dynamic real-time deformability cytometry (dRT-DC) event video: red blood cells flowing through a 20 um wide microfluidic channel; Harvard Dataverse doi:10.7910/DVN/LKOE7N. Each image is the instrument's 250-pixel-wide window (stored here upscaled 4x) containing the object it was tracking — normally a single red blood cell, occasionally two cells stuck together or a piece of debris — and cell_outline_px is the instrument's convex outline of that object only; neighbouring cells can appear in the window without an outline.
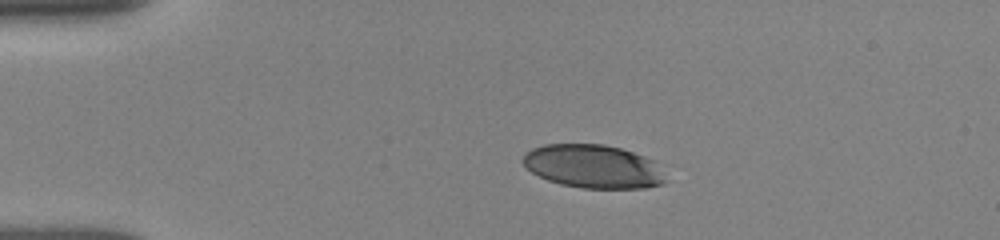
{"species": "human", "species_latin": "Homo sapiens", "temperature_condition": "room temperature", "stored_images_in_passage": 29, "camera_frame_rate_fps": 3000, "um_per_image_px": 0.085, "donor": {"sex": "female"}, "frame": {"image": 1, "passage_image": 2, "time_ms": 1.333, "image_size_px": [1000, 240], "cell_outline_px": [[668, 180], [664, 184], [644, 188], [580, 188], [560, 184], [548, 180], [532, 172], [524, 164], [524, 152], [532, 148], [544, 144], [604, 144], [620, 148], [656, 160]], "centroid_in_image_um": [50.47, 14.15], "position_along_channel_um": 34.5, "area_um2": 36.36}}
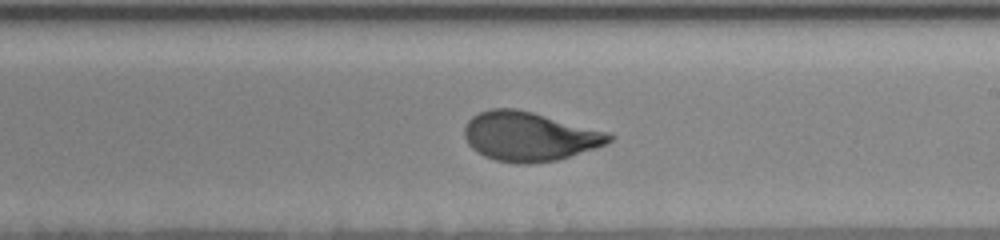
{"frame": {"image": 2, "passage_image": 17, "time_ms": 8.0, "image_size_px": [1000, 240], "cell_outline_px": [[616, 136], [612, 140], [596, 148], [556, 160], [532, 164], [516, 164], [496, 160], [484, 156], [472, 148], [468, 144], [464, 136], [464, 128], [468, 120], [472, 116], [488, 108], [516, 108], [532, 112], [608, 132]], "centroid_in_image_um": [44.97, 11.6], "position_along_channel_um": 244.0, "area_um2": 41.5}}
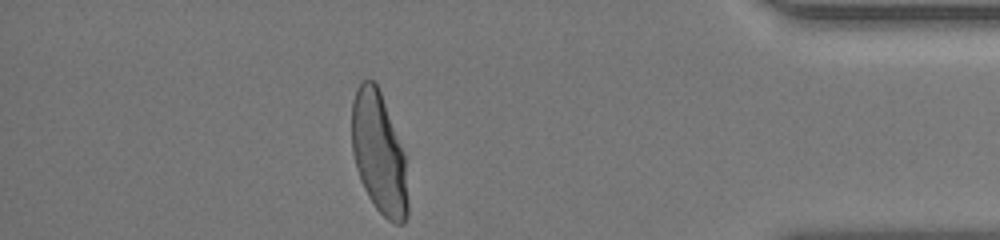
{"frame": {"image": 3, "passage_image": 29, "time_ms": 13.0, "image_size_px": [1000, 240], "cell_outline_px": [[408, 216], [404, 224], [396, 224], [388, 220], [376, 208], [368, 196], [360, 180], [356, 168], [352, 152], [352, 100], [356, 88], [360, 80], [372, 80], [376, 84], [380, 92], [400, 144], [404, 156], [408, 200]], "centroid_in_image_um": [32.19, 13.05], "position_along_channel_um": 403.0, "area_um2": 39.36}, "authors_computed_cell_mechanics": {"area_um2": 40.46, "velocity_mm_per_s": 3.8787, "shape_relaxation_time_tau1_ms": 3.6552, "shape_relaxation_time_tau2_ms": null, "deformation_change_tau1": 0.2003, "deformation_change_tau2": null}}